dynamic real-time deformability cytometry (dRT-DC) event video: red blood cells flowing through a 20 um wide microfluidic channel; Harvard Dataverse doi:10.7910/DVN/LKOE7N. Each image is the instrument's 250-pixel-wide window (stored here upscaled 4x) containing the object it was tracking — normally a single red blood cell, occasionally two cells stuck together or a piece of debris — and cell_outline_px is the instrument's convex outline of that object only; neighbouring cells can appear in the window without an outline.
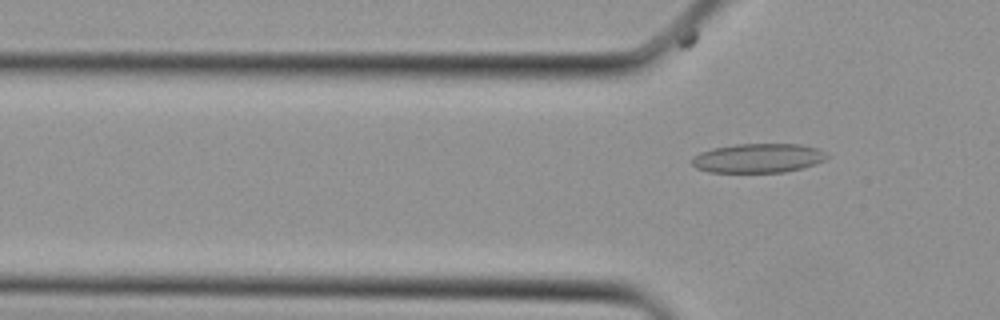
{"species": "Egyptian fruit bat (a non-hibernating species)", "species_latin": "Rousettus aegyptiacus", "temperature_condition": "cold", "stored_images_in_passage": 3, "camera_frame_rate_fps": 3000, "um_per_image_px": 0.085, "animal": {"sex": "female"}, "frame": {"image": 1, "passage_image": 3, "time_ms": 0.667, "image_size_px": [1000, 320], "cell_outline_px": [[828, 156], [824, 160], [816, 164], [784, 172], [708, 172], [696, 168], [692, 164], [692, 156], [700, 152], [712, 148], [736, 144], [800, 144], [816, 148], [824, 152]], "centroid_in_image_um": [64.4, 13.44], "position_along_channel_um": 61.4, "area_um2": 22.95}}